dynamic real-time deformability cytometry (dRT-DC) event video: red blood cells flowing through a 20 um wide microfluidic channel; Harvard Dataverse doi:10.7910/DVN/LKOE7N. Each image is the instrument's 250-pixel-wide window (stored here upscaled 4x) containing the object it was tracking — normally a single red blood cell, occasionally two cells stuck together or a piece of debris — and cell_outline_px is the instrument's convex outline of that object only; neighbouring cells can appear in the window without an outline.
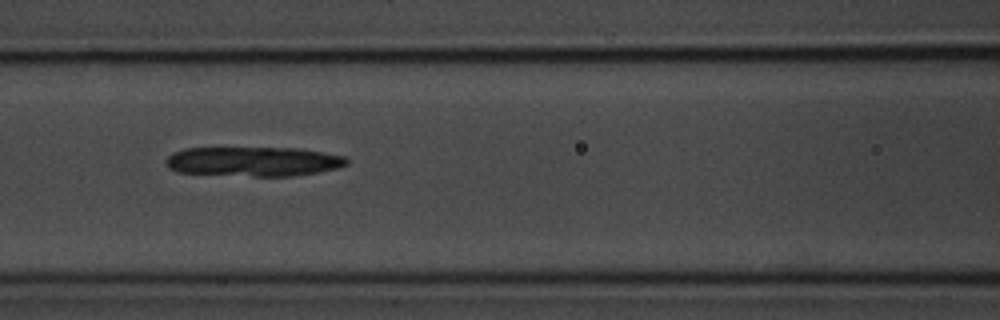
{"species": "common noctule bat (a hibernating species)", "species_latin": "Nyctalus noctula", "temperature_condition": "room temperature", "stored_images_in_passage": 10, "camera_frame_rate_fps": 3000, "um_per_image_px": 0.085, "animal": {"sex": "male", "body_mass_g": 20.1, "forearm_length_mm": 53.5}, "frame": {"image": 1, "passage_image": 7, "time_ms": 6.667, "image_size_px": [1000, 320], "cell_outline_px": [[348, 164], [336, 168], [316, 172], [292, 176], [256, 176], [176, 172], [168, 168], [164, 164], [164, 160], [172, 152], [184, 148], [300, 148], [324, 152], [344, 156], [348, 160]], "centroid_in_image_um": [21.49, 13.72], "position_along_channel_um": 145.1, "area_um2": 31.21}}